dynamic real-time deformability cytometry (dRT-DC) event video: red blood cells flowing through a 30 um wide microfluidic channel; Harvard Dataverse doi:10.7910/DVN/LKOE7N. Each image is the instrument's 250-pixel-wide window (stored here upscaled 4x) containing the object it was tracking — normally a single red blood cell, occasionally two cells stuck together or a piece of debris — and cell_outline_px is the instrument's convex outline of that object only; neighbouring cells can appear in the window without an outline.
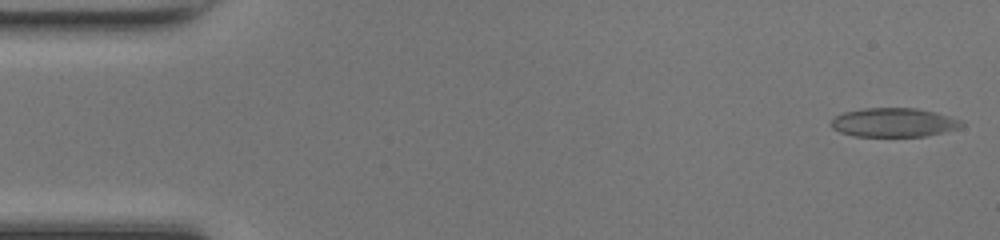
{"species": "common noctule bat (a hibernating species)", "species_latin": "Nyctalus noctula", "temperature_condition": "room temperature", "stored_images_in_passage": 48, "camera_frame_rate_fps": 3000, "um_per_image_px": 0.085, "animal": {"sex": "female", "body_mass_g": 17.0, "forearm_length_mm": 48.0}, "frame": {"image": 1, "passage_image": 1, "time_ms": 0.0, "image_size_px": [1000, 240], "cell_outline_px": [[964, 124], [960, 128], [944, 132], [924, 136], [852, 136], [840, 132], [832, 128], [832, 120], [836, 116], [844, 112], [864, 108], [916, 108], [936, 112], [960, 120]], "centroid_in_image_um": [75.97, 10.41], "position_along_channel_um": 9.0, "area_um2": 21.91}}
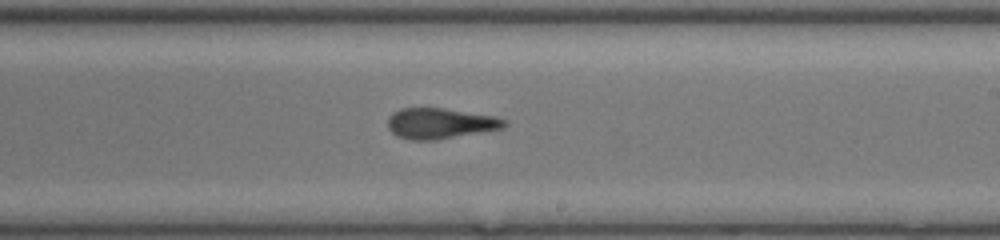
{"frame": {"image": 2, "passage_image": 28, "time_ms": 9.0, "image_size_px": [1000, 240], "cell_outline_px": [[508, 124], [504, 128], [436, 140], [412, 140], [396, 136], [388, 128], [388, 116], [392, 112], [400, 108], [444, 108], [492, 116], [508, 120]], "centroid_in_image_um": [37.4, 10.49], "position_along_channel_um": 251.6, "area_um2": 20.87}}
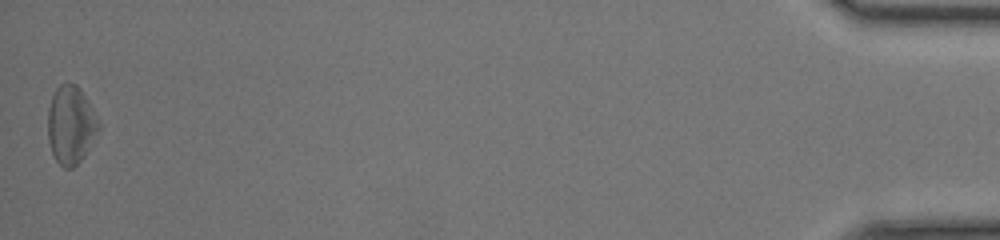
{"frame": {"image": 3, "passage_image": 48, "time_ms": 15.667, "image_size_px": [1000, 240], "cell_outline_px": [[100, 128], [84, 156], [72, 168], [64, 168], [56, 160], [52, 152], [48, 140], [48, 108], [52, 96], [56, 88], [60, 84], [76, 84], [80, 88], [100, 120]], "centroid_in_image_um": [6.03, 10.61], "position_along_channel_um": 429.2, "area_um2": 23.06}, "authors_computed_cell_mechanics": {"area_um2": 21.9062, "velocity_mm_per_s": 4.225, "shape_relaxation_time_tau1_ms": 8.6748, "shape_relaxation_time_tau2_ms": 2.3997, "deformation_change_tau1": 0.2056, "deformation_change_tau2": 0.1096}}